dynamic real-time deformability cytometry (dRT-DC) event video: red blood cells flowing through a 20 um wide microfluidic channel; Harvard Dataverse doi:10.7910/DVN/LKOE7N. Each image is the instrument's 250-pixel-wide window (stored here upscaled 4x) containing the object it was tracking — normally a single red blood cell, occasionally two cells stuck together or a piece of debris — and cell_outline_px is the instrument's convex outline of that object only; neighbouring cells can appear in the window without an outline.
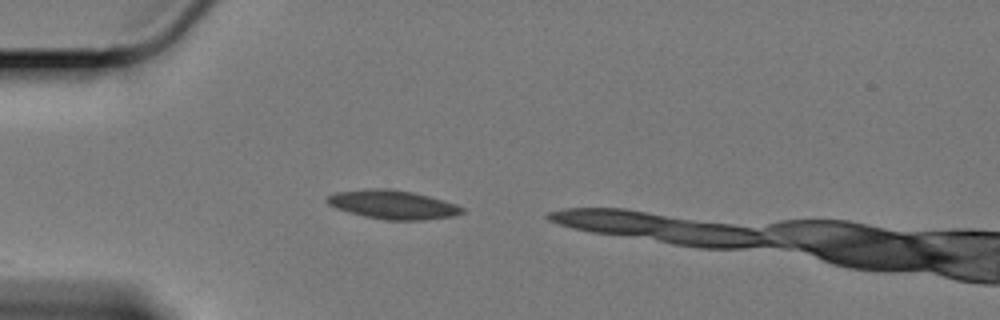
{"species": "Egyptian fruit bat (a non-hibernating species)", "species_latin": "Rousettus aegyptiacus", "temperature_condition": "cold", "stored_images_in_passage": 11, "camera_frame_rate_fps": 3000, "um_per_image_px": 0.085, "animal": {"sex": "female"}, "frame": {"image": 1, "passage_image": 1, "time_ms": 0.0, "image_size_px": [1000, 320], "cell_outline_px": [[464, 212], [452, 216], [424, 220], [384, 220], [364, 216], [348, 212], [336, 208], [328, 204], [324, 200], [328, 196], [336, 192], [368, 188], [388, 188], [412, 192], [428, 196], [456, 204], [464, 208]], "centroid_in_image_um": [33.35, 17.39], "position_along_channel_um": 51.6, "area_um2": 22.66}}
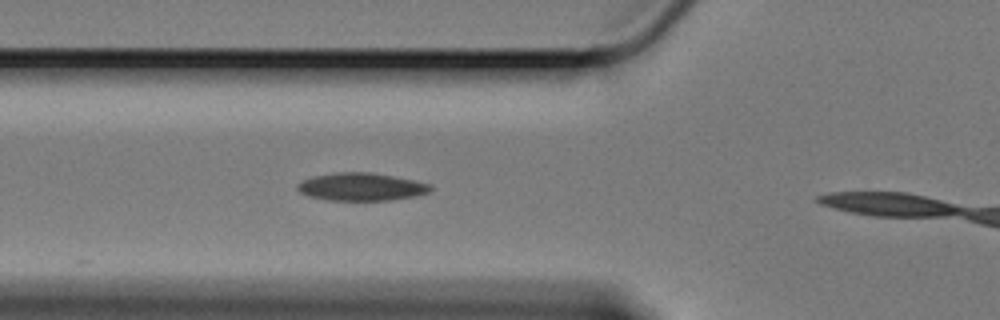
{"frame": {"image": 2, "passage_image": 6, "time_ms": 1.667, "image_size_px": [1000, 320], "cell_outline_px": [[432, 188], [428, 192], [416, 196], [392, 200], [328, 200], [308, 196], [300, 192], [296, 188], [296, 184], [300, 180], [316, 176], [336, 172], [368, 172], [392, 176], [432, 184]], "centroid_in_image_um": [30.68, 15.88], "position_along_channel_um": 95.1, "area_um2": 21.5}}
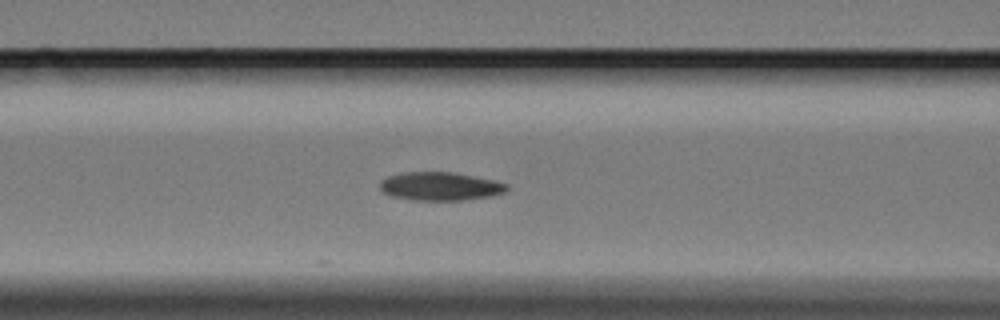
{"frame": {"image": 3, "passage_image": 9, "time_ms": 2.667, "image_size_px": [1000, 320], "cell_outline_px": [[508, 188], [504, 192], [492, 196], [464, 200], [412, 200], [392, 196], [384, 192], [380, 188], [380, 184], [388, 176], [404, 172], [452, 172], [492, 180], [508, 184]], "centroid_in_image_um": [37.42, 15.84], "position_along_channel_um": 129.2, "area_um2": 20.75}}